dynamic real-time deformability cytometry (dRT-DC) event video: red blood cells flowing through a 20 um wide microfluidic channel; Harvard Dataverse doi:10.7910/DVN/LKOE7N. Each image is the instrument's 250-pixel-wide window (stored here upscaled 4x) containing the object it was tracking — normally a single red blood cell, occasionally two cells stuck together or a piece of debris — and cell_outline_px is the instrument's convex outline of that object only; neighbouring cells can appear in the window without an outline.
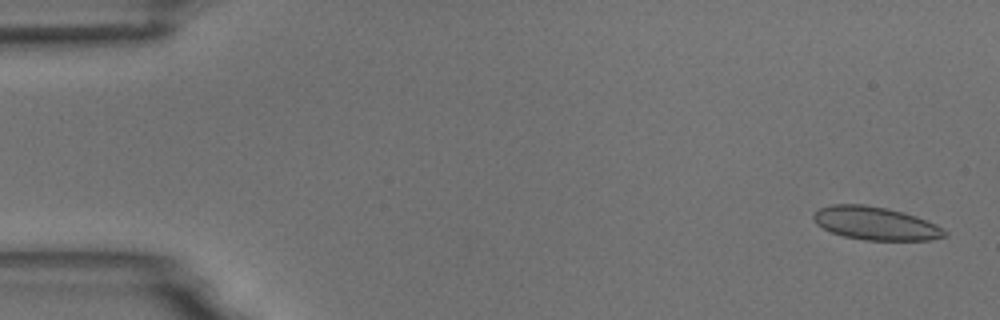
{"species": "common noctule bat (a hibernating species)", "species_latin": "Nyctalus noctula", "temperature_condition": "room temperature", "stored_images_in_passage": 6, "camera_frame_rate_fps": 3000, "um_per_image_px": 0.085, "animal": {"sex": "male", "body_mass_g": 18.8}, "frame": {"image": 1, "passage_image": 1, "time_ms": 0.0, "image_size_px": [1000, 320], "cell_outline_px": [[948, 236], [932, 240], [864, 240], [844, 236], [832, 232], [816, 224], [812, 216], [820, 208], [832, 204], [864, 204], [888, 208], [904, 212], [916, 216], [936, 224], [948, 232]], "centroid_in_image_um": [74.46, 18.98], "position_along_channel_um": 10.5, "area_um2": 25.43}}
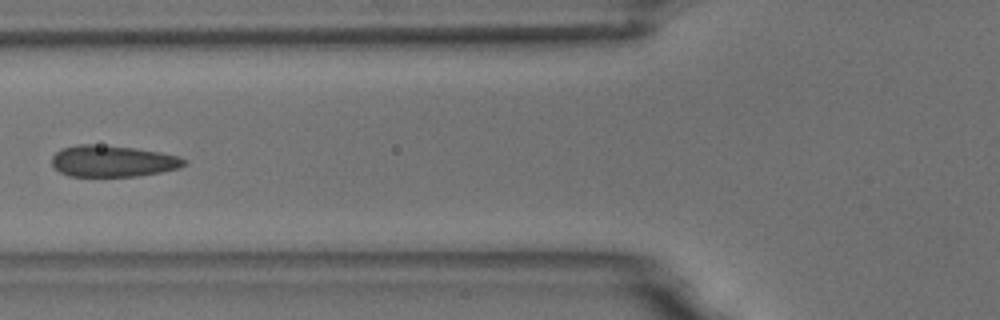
{"frame": {"image": 2, "passage_image": 6, "time_ms": 6.333, "image_size_px": [1000, 320], "cell_outline_px": [[188, 164], [180, 168], [160, 172], [136, 176], [68, 176], [60, 172], [52, 164], [52, 156], [60, 148], [80, 144], [92, 144], [136, 148], [160, 152], [180, 156], [188, 160]], "centroid_in_image_um": [9.62, 13.69], "position_along_channel_um": 116.2, "area_um2": 24.39}}